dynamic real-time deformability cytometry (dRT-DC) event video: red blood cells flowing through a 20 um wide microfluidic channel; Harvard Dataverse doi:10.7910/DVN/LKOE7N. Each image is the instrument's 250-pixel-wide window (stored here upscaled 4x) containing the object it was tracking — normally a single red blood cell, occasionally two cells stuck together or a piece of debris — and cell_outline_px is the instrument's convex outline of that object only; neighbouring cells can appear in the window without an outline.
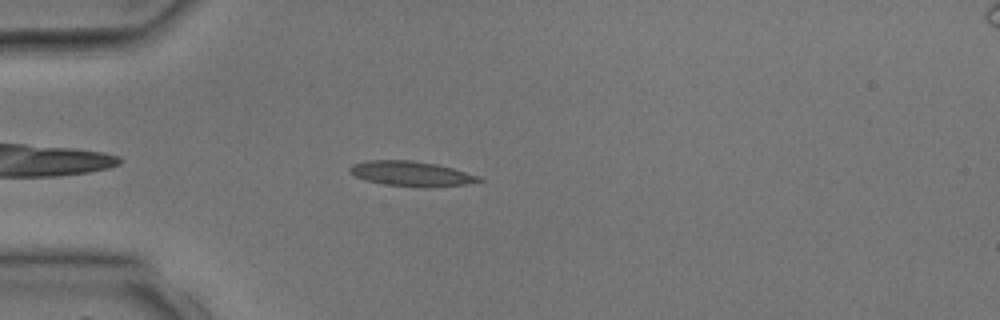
{"species": "common noctule bat (a hibernating species)", "species_latin": "Nyctalus noctula", "temperature_condition": "room temperature", "stored_images_in_passage": 3, "camera_frame_rate_fps": 3000, "um_per_image_px": 0.085, "animal": {"sex": "male", "body_mass_g": 17.9, "forearm_length_mm": 54.2}, "frame": {"image": 1, "passage_image": 3, "time_ms": 2.333, "image_size_px": [1000, 320], "cell_outline_px": [[484, 180], [464, 184], [424, 188], [384, 184], [368, 180], [356, 176], [348, 168], [352, 164], [364, 160], [412, 160], [436, 164], [452, 168], [480, 176]], "centroid_in_image_um": [34.96, 14.76], "position_along_channel_um": 50.0, "area_um2": 18.67}}